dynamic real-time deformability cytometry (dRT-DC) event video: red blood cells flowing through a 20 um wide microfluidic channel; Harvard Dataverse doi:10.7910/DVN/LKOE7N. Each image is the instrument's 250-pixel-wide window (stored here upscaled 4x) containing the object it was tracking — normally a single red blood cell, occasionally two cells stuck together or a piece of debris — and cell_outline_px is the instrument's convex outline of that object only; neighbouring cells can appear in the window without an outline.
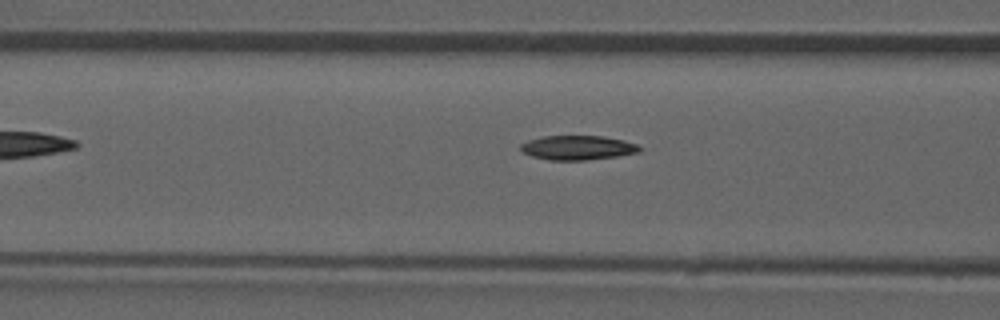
{"species": "common noctule bat (a hibernating species)", "species_latin": "Nyctalus noctula", "temperature_condition": "room temperature", "stored_images_in_passage": 9, "camera_frame_rate_fps": 3000, "um_per_image_px": 0.085, "animal": {"sex": "male", "forearm_length_mm": 52.5}, "frame": {"image": 1, "passage_image": 7, "time_ms": 2.0, "image_size_px": [1000, 320], "cell_outline_px": [[644, 148], [640, 152], [616, 156], [588, 160], [548, 160], [532, 156], [520, 152], [520, 144], [528, 140], [544, 136], [604, 136], [624, 140], [636, 144]], "centroid_in_image_um": [49.1, 12.55], "position_along_channel_um": 117.5, "area_um2": 17.05}}